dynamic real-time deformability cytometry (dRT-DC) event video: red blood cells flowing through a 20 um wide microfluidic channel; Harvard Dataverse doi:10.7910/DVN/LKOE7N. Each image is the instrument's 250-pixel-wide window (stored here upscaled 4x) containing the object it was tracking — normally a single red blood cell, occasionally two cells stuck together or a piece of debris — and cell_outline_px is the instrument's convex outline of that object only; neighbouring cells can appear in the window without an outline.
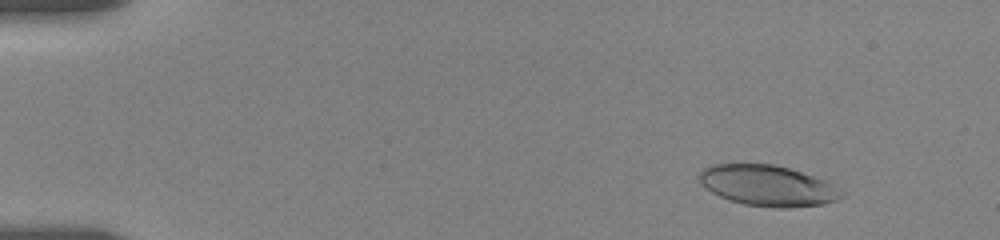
{"species": "human", "species_latin": "Homo sapiens", "temperature_condition": "room temperature", "stored_images_in_passage": 25, "camera_frame_rate_fps": 3000, "um_per_image_px": 0.085, "donor": {"sex": "female"}, "frame": {"image": 1, "passage_image": 10, "time_ms": 2.0, "image_size_px": [1000, 240], "cell_outline_px": [[844, 196], [836, 200], [824, 204], [788, 208], [776, 208], [744, 204], [728, 200], [712, 192], [700, 184], [696, 176], [704, 168], [712, 164], [772, 164], [788, 168], [824, 180], [844, 192]], "centroid_in_image_um": [65.21, 15.79], "position_along_channel_um": 19.8, "area_um2": 33.76}}